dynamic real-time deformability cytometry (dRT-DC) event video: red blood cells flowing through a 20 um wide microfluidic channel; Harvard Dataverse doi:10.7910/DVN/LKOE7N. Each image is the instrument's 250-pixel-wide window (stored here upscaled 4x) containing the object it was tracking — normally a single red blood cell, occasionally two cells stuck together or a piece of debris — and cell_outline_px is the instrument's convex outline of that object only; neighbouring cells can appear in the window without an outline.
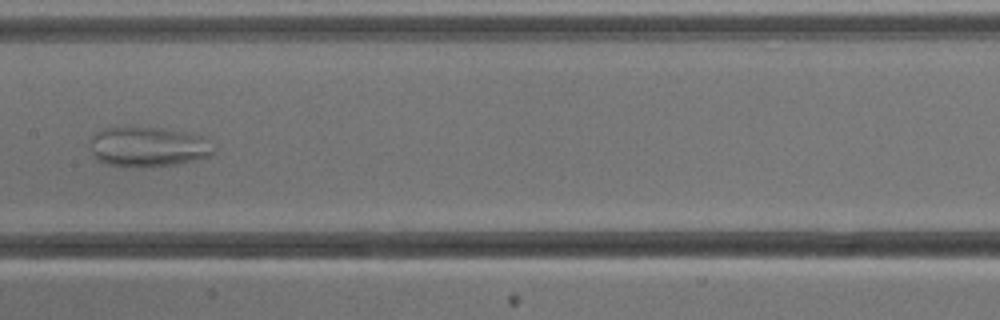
{"species": "common noctule bat (a hibernating species)", "species_latin": "Nyctalus noctula", "temperature_condition": "cold", "stored_images_in_passage": 10, "camera_frame_rate_fps": 3000, "um_per_image_px": 0.085, "animal": {"sex": "male", "body_mass_g": 13.3}, "frame": {"image": 1, "passage_image": 7, "time_ms": 7.0, "image_size_px": [1000, 320], "cell_outline_px": [[216, 152], [208, 156], [196, 160], [176, 164], [108, 164], [96, 160], [92, 152], [92, 136], [96, 132], [104, 128], [164, 128], [204, 136]], "centroid_in_image_um": [12.63, 12.44], "position_along_channel_um": 194.8, "area_um2": 27.63}}
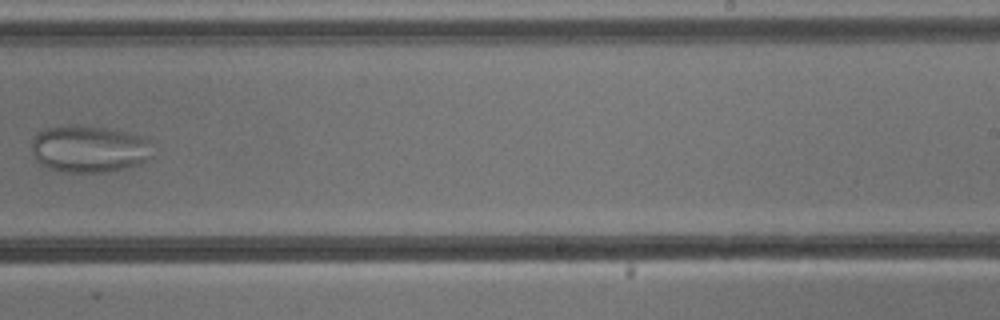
{"frame": {"image": 2, "passage_image": 9, "time_ms": 9.333, "image_size_px": [1000, 320], "cell_outline_px": [[152, 156], [148, 160], [140, 164], [108, 172], [64, 172], [48, 168], [40, 164], [32, 156], [32, 136], [36, 132], [44, 128], [76, 124], [108, 128], [136, 136], [148, 140]], "centroid_in_image_um": [7.5, 12.66], "position_along_channel_um": 281.5, "area_um2": 33.35}}